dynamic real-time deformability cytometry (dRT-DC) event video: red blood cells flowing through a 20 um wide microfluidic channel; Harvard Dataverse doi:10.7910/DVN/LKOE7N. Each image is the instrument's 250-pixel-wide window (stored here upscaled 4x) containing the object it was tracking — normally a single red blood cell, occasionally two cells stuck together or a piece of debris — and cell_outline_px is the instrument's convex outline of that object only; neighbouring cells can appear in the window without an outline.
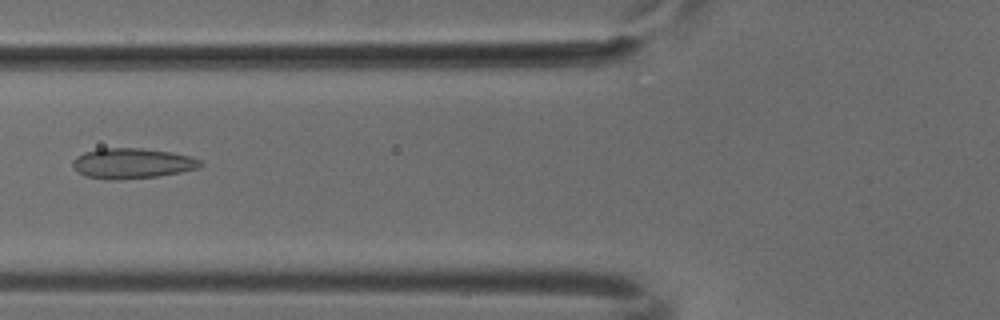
{"species": "common noctule bat (a hibernating species)", "species_latin": "Nyctalus noctula", "temperature_condition": "cold", "stored_images_in_passage": 6, "camera_frame_rate_fps": 3000, "um_per_image_px": 0.085, "animal": {"sex": "male", "body_mass_g": 18.8}, "frame": {"image": 1, "passage_image": 5, "time_ms": 1.333, "image_size_px": [1000, 320], "cell_outline_px": [[204, 164], [200, 168], [180, 172], [156, 176], [120, 180], [108, 180], [84, 176], [72, 164], [72, 160], [76, 156], [84, 152], [100, 148], [144, 148], [192, 156], [200, 160]], "centroid_in_image_um": [11.24, 13.88], "position_along_channel_um": 114.6, "area_um2": 22.66}}
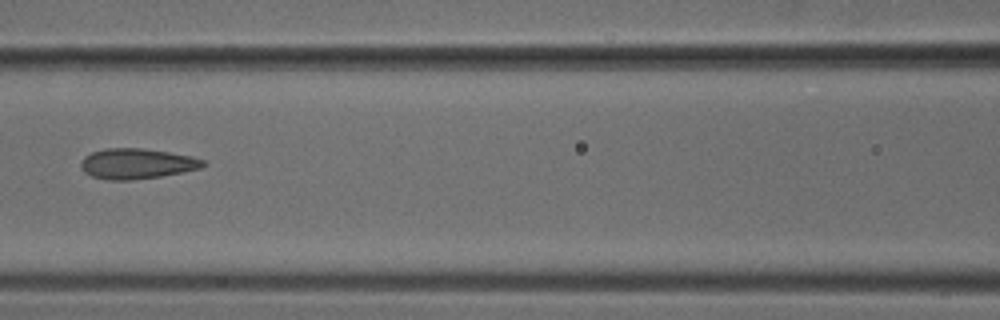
{"frame": {"image": 2, "passage_image": 6, "time_ms": 1.667, "image_size_px": [1000, 320], "cell_outline_px": [[208, 164], [204, 168], [160, 176], [132, 180], [104, 180], [92, 176], [84, 172], [80, 164], [84, 156], [92, 152], [104, 148], [140, 148], [168, 152], [192, 156], [208, 160]], "centroid_in_image_um": [11.68, 13.91], "position_along_channel_um": 154.9, "area_um2": 21.91}}